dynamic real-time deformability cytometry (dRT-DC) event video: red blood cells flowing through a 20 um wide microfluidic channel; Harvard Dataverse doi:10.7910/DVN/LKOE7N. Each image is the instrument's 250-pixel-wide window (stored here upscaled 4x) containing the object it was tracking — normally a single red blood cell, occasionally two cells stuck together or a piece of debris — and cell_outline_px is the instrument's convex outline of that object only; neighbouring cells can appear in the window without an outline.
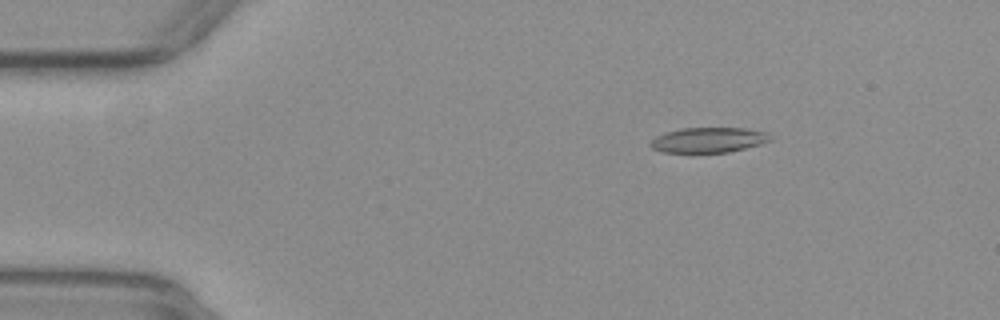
{"species": "common noctule bat (a hibernating species)", "species_latin": "Nyctalus noctula", "temperature_condition": "warm", "stored_images_in_passage": 51, "camera_frame_rate_fps": 3000, "um_per_image_px": 0.085, "animal": {"sex": "female", "body_mass_g": 29.2, "forearm_length_mm": 56.3}, "frame": {"image": 1, "passage_image": 6, "time_ms": 1.667, "image_size_px": [1000, 320], "cell_outline_px": [[772, 140], [760, 144], [728, 152], [660, 152], [652, 148], [648, 144], [656, 136], [664, 132], [680, 128], [744, 128], [764, 132], [772, 136]], "centroid_in_image_um": [60.18, 11.89], "position_along_channel_um": 24.8, "area_um2": 17.51}}
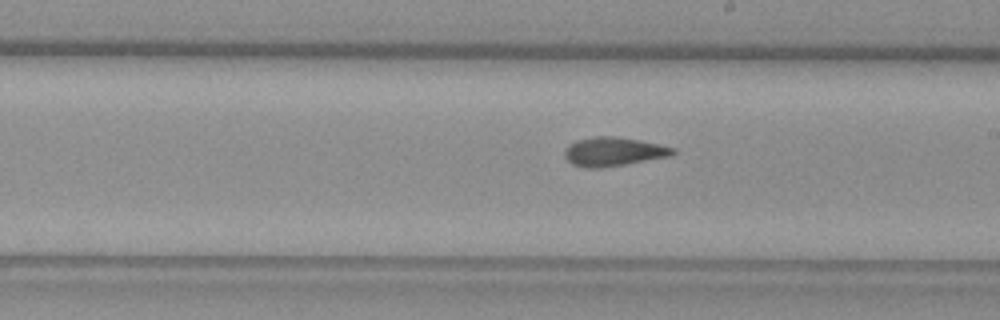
{"frame": {"image": 2, "passage_image": 28, "time_ms": 9.0, "image_size_px": [1000, 320], "cell_outline_px": [[676, 152], [672, 156], [604, 168], [584, 168], [572, 164], [564, 156], [564, 148], [568, 144], [576, 140], [592, 136], [616, 136], [640, 140], [660, 144], [676, 148]], "centroid_in_image_um": [52.14, 12.89], "position_along_channel_um": 236.9, "area_um2": 18.67}}
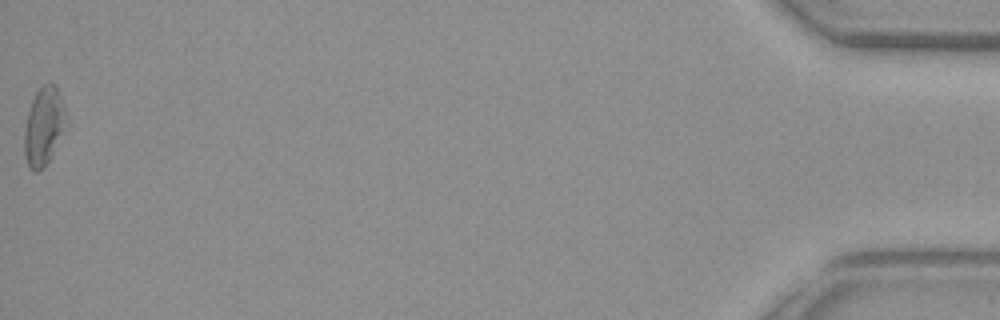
{"frame": {"image": 3, "passage_image": 51, "time_ms": 16.667, "image_size_px": [1000, 320], "cell_outline_px": [[64, 116], [52, 152], [44, 168], [40, 172], [32, 172], [28, 168], [24, 156], [24, 132], [28, 112], [32, 100], [36, 92], [44, 84], [56, 84], [60, 92], [64, 108]], "centroid_in_image_um": [3.63, 10.75], "position_along_channel_um": 431.6, "area_um2": 18.15}, "authors_computed_cell_mechanics": {"area_um2": 18.3804, "velocity_mm_per_s": 3.9031, "shape_relaxation_time_tau1_ms": null, "shape_relaxation_time_tau2_ms": 3.7477, "deformation_change_tau1": null, "deformation_change_tau2": 0.1143}}